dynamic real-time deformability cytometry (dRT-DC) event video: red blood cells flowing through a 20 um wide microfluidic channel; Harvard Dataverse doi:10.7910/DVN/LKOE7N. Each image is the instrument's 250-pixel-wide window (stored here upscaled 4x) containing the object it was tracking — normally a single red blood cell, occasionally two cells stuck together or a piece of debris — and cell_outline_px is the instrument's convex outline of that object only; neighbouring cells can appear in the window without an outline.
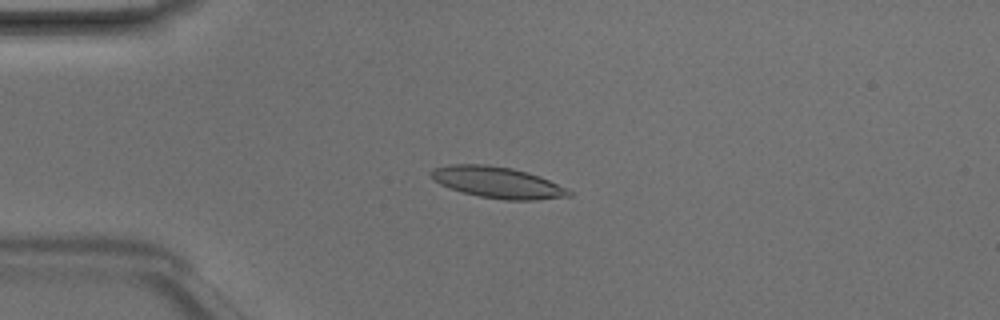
{"species": "Egyptian fruit bat (a non-hibernating species)", "species_latin": "Rousettus aegyptiacus", "temperature_condition": "room temperature", "stored_images_in_passage": 49, "camera_frame_rate_fps": 3000, "um_per_image_px": 0.085, "animal": {"sex": "male"}, "frame": {"image": 1, "passage_image": 12, "time_ms": 3.667, "image_size_px": [1000, 320], "cell_outline_px": [[572, 196], [536, 200], [504, 200], [480, 196], [464, 192], [440, 184], [428, 172], [432, 168], [448, 164], [484, 164], [512, 168], [528, 172], [540, 176], [568, 188], [572, 192]], "centroid_in_image_um": [42.33, 15.5], "position_along_channel_um": 42.7, "area_um2": 25.14}}
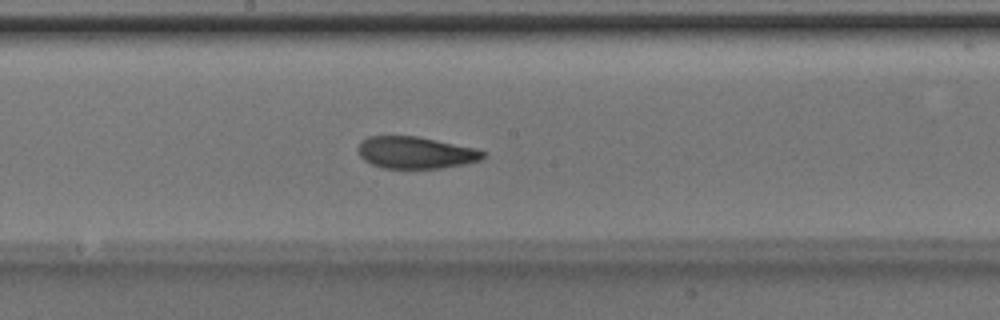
{"frame": {"image": 2, "passage_image": 26, "time_ms": 8.333, "image_size_px": [1000, 320], "cell_outline_px": [[484, 156], [480, 160], [464, 164], [440, 168], [384, 168], [372, 164], [364, 160], [360, 156], [356, 148], [360, 140], [368, 136], [416, 136], [476, 148], [484, 152]], "centroid_in_image_um": [35.27, 12.96], "position_along_channel_um": 212.9, "area_um2": 23.24}}
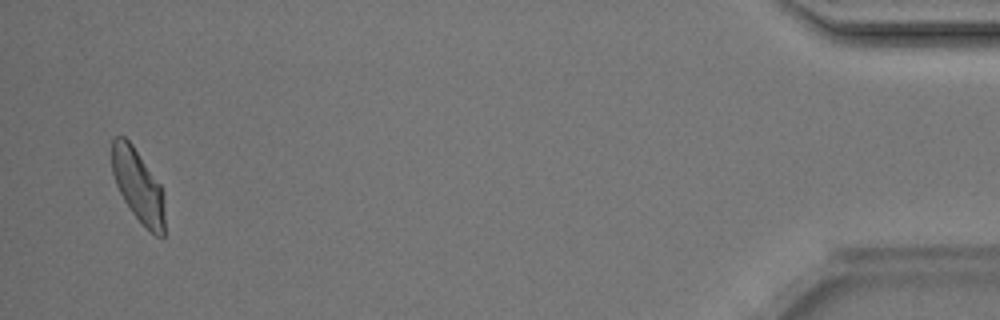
{"frame": {"image": 3, "passage_image": 47, "time_ms": 15.333, "image_size_px": [1000, 320], "cell_outline_px": [[164, 236], [156, 236], [132, 212], [124, 200], [116, 184], [112, 172], [112, 140], [116, 136], [124, 136], [132, 144], [160, 184], [164, 212]], "centroid_in_image_um": [11.72, 15.75], "position_along_channel_um": 423.5, "area_um2": 21.79}}